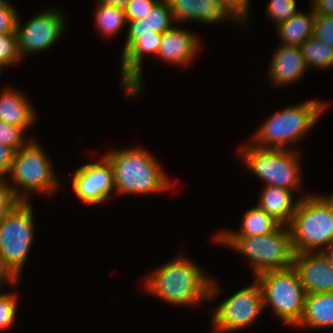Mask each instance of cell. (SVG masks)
<instances>
[{"instance_id":"obj_40","label":"cell","mask_w":333,"mask_h":333,"mask_svg":"<svg viewBox=\"0 0 333 333\" xmlns=\"http://www.w3.org/2000/svg\"><path fill=\"white\" fill-rule=\"evenodd\" d=\"M329 204L333 212V194H330L329 196H322Z\"/></svg>"},{"instance_id":"obj_11","label":"cell","mask_w":333,"mask_h":333,"mask_svg":"<svg viewBox=\"0 0 333 333\" xmlns=\"http://www.w3.org/2000/svg\"><path fill=\"white\" fill-rule=\"evenodd\" d=\"M21 24L18 16L15 33L21 58L48 50L59 41L66 28L64 14L53 8L43 10L25 25Z\"/></svg>"},{"instance_id":"obj_16","label":"cell","mask_w":333,"mask_h":333,"mask_svg":"<svg viewBox=\"0 0 333 333\" xmlns=\"http://www.w3.org/2000/svg\"><path fill=\"white\" fill-rule=\"evenodd\" d=\"M172 26L162 34L157 57L165 63L184 66L189 65L197 55L199 38L184 28Z\"/></svg>"},{"instance_id":"obj_7","label":"cell","mask_w":333,"mask_h":333,"mask_svg":"<svg viewBox=\"0 0 333 333\" xmlns=\"http://www.w3.org/2000/svg\"><path fill=\"white\" fill-rule=\"evenodd\" d=\"M292 148L265 149L246 143L241 147L240 156L242 155L246 166L262 179L265 185L298 190L301 188V161L299 151Z\"/></svg>"},{"instance_id":"obj_15","label":"cell","mask_w":333,"mask_h":333,"mask_svg":"<svg viewBox=\"0 0 333 333\" xmlns=\"http://www.w3.org/2000/svg\"><path fill=\"white\" fill-rule=\"evenodd\" d=\"M176 23L202 22L219 23L224 20H235L244 24L221 0H166Z\"/></svg>"},{"instance_id":"obj_13","label":"cell","mask_w":333,"mask_h":333,"mask_svg":"<svg viewBox=\"0 0 333 333\" xmlns=\"http://www.w3.org/2000/svg\"><path fill=\"white\" fill-rule=\"evenodd\" d=\"M162 34L155 32L138 33V37L122 51V84L127 96L137 97L143 89L142 62L146 55H158Z\"/></svg>"},{"instance_id":"obj_31","label":"cell","mask_w":333,"mask_h":333,"mask_svg":"<svg viewBox=\"0 0 333 333\" xmlns=\"http://www.w3.org/2000/svg\"><path fill=\"white\" fill-rule=\"evenodd\" d=\"M18 10L7 0H0V34L15 33Z\"/></svg>"},{"instance_id":"obj_35","label":"cell","mask_w":333,"mask_h":333,"mask_svg":"<svg viewBox=\"0 0 333 333\" xmlns=\"http://www.w3.org/2000/svg\"><path fill=\"white\" fill-rule=\"evenodd\" d=\"M14 152L9 146L0 144V179L9 175Z\"/></svg>"},{"instance_id":"obj_26","label":"cell","mask_w":333,"mask_h":333,"mask_svg":"<svg viewBox=\"0 0 333 333\" xmlns=\"http://www.w3.org/2000/svg\"><path fill=\"white\" fill-rule=\"evenodd\" d=\"M296 4V0H270L267 5V14L277 26L299 12L296 10Z\"/></svg>"},{"instance_id":"obj_12","label":"cell","mask_w":333,"mask_h":333,"mask_svg":"<svg viewBox=\"0 0 333 333\" xmlns=\"http://www.w3.org/2000/svg\"><path fill=\"white\" fill-rule=\"evenodd\" d=\"M71 181L74 194L86 204H102L115 191L111 164L105 156L80 166Z\"/></svg>"},{"instance_id":"obj_25","label":"cell","mask_w":333,"mask_h":333,"mask_svg":"<svg viewBox=\"0 0 333 333\" xmlns=\"http://www.w3.org/2000/svg\"><path fill=\"white\" fill-rule=\"evenodd\" d=\"M300 48L307 69H309V67L325 69L333 66V48L327 43L310 37Z\"/></svg>"},{"instance_id":"obj_39","label":"cell","mask_w":333,"mask_h":333,"mask_svg":"<svg viewBox=\"0 0 333 333\" xmlns=\"http://www.w3.org/2000/svg\"><path fill=\"white\" fill-rule=\"evenodd\" d=\"M322 254L327 258V260L333 266V242L322 251Z\"/></svg>"},{"instance_id":"obj_8","label":"cell","mask_w":333,"mask_h":333,"mask_svg":"<svg viewBox=\"0 0 333 333\" xmlns=\"http://www.w3.org/2000/svg\"><path fill=\"white\" fill-rule=\"evenodd\" d=\"M254 279L261 287L264 308L272 307L285 325L296 327L303 315L306 292L295 269L267 271Z\"/></svg>"},{"instance_id":"obj_5","label":"cell","mask_w":333,"mask_h":333,"mask_svg":"<svg viewBox=\"0 0 333 333\" xmlns=\"http://www.w3.org/2000/svg\"><path fill=\"white\" fill-rule=\"evenodd\" d=\"M288 226L295 253L322 252L333 242V212L321 195L300 197Z\"/></svg>"},{"instance_id":"obj_1","label":"cell","mask_w":333,"mask_h":333,"mask_svg":"<svg viewBox=\"0 0 333 333\" xmlns=\"http://www.w3.org/2000/svg\"><path fill=\"white\" fill-rule=\"evenodd\" d=\"M202 267L186 256H177L156 268L145 278V288L154 296L178 306L213 301L219 285Z\"/></svg>"},{"instance_id":"obj_21","label":"cell","mask_w":333,"mask_h":333,"mask_svg":"<svg viewBox=\"0 0 333 333\" xmlns=\"http://www.w3.org/2000/svg\"><path fill=\"white\" fill-rule=\"evenodd\" d=\"M296 326L321 329L333 326V292L306 294L304 311Z\"/></svg>"},{"instance_id":"obj_2","label":"cell","mask_w":333,"mask_h":333,"mask_svg":"<svg viewBox=\"0 0 333 333\" xmlns=\"http://www.w3.org/2000/svg\"><path fill=\"white\" fill-rule=\"evenodd\" d=\"M104 156L111 164L115 192L118 194L163 192L173 185L160 163L143 148L108 151Z\"/></svg>"},{"instance_id":"obj_6","label":"cell","mask_w":333,"mask_h":333,"mask_svg":"<svg viewBox=\"0 0 333 333\" xmlns=\"http://www.w3.org/2000/svg\"><path fill=\"white\" fill-rule=\"evenodd\" d=\"M52 165L41 145L33 138L14 152L9 179H12L14 185L10 184V187L20 201L28 202V194L32 191L48 196L58 190V178Z\"/></svg>"},{"instance_id":"obj_20","label":"cell","mask_w":333,"mask_h":333,"mask_svg":"<svg viewBox=\"0 0 333 333\" xmlns=\"http://www.w3.org/2000/svg\"><path fill=\"white\" fill-rule=\"evenodd\" d=\"M173 24H175V21L168 2L160 0L145 18L127 21L129 28L123 51L138 37V33L155 32L163 34Z\"/></svg>"},{"instance_id":"obj_9","label":"cell","mask_w":333,"mask_h":333,"mask_svg":"<svg viewBox=\"0 0 333 333\" xmlns=\"http://www.w3.org/2000/svg\"><path fill=\"white\" fill-rule=\"evenodd\" d=\"M33 208L21 201L0 221V257L18 279L34 239Z\"/></svg>"},{"instance_id":"obj_33","label":"cell","mask_w":333,"mask_h":333,"mask_svg":"<svg viewBox=\"0 0 333 333\" xmlns=\"http://www.w3.org/2000/svg\"><path fill=\"white\" fill-rule=\"evenodd\" d=\"M20 202L9 183L0 179V221Z\"/></svg>"},{"instance_id":"obj_23","label":"cell","mask_w":333,"mask_h":333,"mask_svg":"<svg viewBox=\"0 0 333 333\" xmlns=\"http://www.w3.org/2000/svg\"><path fill=\"white\" fill-rule=\"evenodd\" d=\"M281 224L257 206L248 209L243 215L241 229L237 232L224 231L215 237H256L269 234Z\"/></svg>"},{"instance_id":"obj_14","label":"cell","mask_w":333,"mask_h":333,"mask_svg":"<svg viewBox=\"0 0 333 333\" xmlns=\"http://www.w3.org/2000/svg\"><path fill=\"white\" fill-rule=\"evenodd\" d=\"M292 267L306 294L333 292V266L322 252L295 253Z\"/></svg>"},{"instance_id":"obj_3","label":"cell","mask_w":333,"mask_h":333,"mask_svg":"<svg viewBox=\"0 0 333 333\" xmlns=\"http://www.w3.org/2000/svg\"><path fill=\"white\" fill-rule=\"evenodd\" d=\"M327 104L309 100L274 113L253 134L251 144L265 149H288L287 145L305 137L316 124Z\"/></svg>"},{"instance_id":"obj_17","label":"cell","mask_w":333,"mask_h":333,"mask_svg":"<svg viewBox=\"0 0 333 333\" xmlns=\"http://www.w3.org/2000/svg\"><path fill=\"white\" fill-rule=\"evenodd\" d=\"M269 67L267 75L276 87L301 80L304 72L308 70L301 48L282 44L276 48Z\"/></svg>"},{"instance_id":"obj_29","label":"cell","mask_w":333,"mask_h":333,"mask_svg":"<svg viewBox=\"0 0 333 333\" xmlns=\"http://www.w3.org/2000/svg\"><path fill=\"white\" fill-rule=\"evenodd\" d=\"M17 309V294L0 293V330L14 323Z\"/></svg>"},{"instance_id":"obj_41","label":"cell","mask_w":333,"mask_h":333,"mask_svg":"<svg viewBox=\"0 0 333 333\" xmlns=\"http://www.w3.org/2000/svg\"><path fill=\"white\" fill-rule=\"evenodd\" d=\"M2 68H4V66L0 63V75L2 74L1 72H2Z\"/></svg>"},{"instance_id":"obj_18","label":"cell","mask_w":333,"mask_h":333,"mask_svg":"<svg viewBox=\"0 0 333 333\" xmlns=\"http://www.w3.org/2000/svg\"><path fill=\"white\" fill-rule=\"evenodd\" d=\"M27 96L17 89H5L0 94V120L25 131L36 120V112Z\"/></svg>"},{"instance_id":"obj_27","label":"cell","mask_w":333,"mask_h":333,"mask_svg":"<svg viewBox=\"0 0 333 333\" xmlns=\"http://www.w3.org/2000/svg\"><path fill=\"white\" fill-rule=\"evenodd\" d=\"M21 59L16 33L0 34V63L7 67L19 63Z\"/></svg>"},{"instance_id":"obj_24","label":"cell","mask_w":333,"mask_h":333,"mask_svg":"<svg viewBox=\"0 0 333 333\" xmlns=\"http://www.w3.org/2000/svg\"><path fill=\"white\" fill-rule=\"evenodd\" d=\"M97 3L94 19L97 29L107 37L116 35L125 24L127 25L125 8L103 2Z\"/></svg>"},{"instance_id":"obj_28","label":"cell","mask_w":333,"mask_h":333,"mask_svg":"<svg viewBox=\"0 0 333 333\" xmlns=\"http://www.w3.org/2000/svg\"><path fill=\"white\" fill-rule=\"evenodd\" d=\"M24 130L0 120V144L7 145L15 152L25 146L30 140L24 138Z\"/></svg>"},{"instance_id":"obj_30","label":"cell","mask_w":333,"mask_h":333,"mask_svg":"<svg viewBox=\"0 0 333 333\" xmlns=\"http://www.w3.org/2000/svg\"><path fill=\"white\" fill-rule=\"evenodd\" d=\"M312 37L333 48V16L316 15Z\"/></svg>"},{"instance_id":"obj_19","label":"cell","mask_w":333,"mask_h":333,"mask_svg":"<svg viewBox=\"0 0 333 333\" xmlns=\"http://www.w3.org/2000/svg\"><path fill=\"white\" fill-rule=\"evenodd\" d=\"M294 190L265 185L257 207L276 219L281 225H289L299 200L294 202L292 193Z\"/></svg>"},{"instance_id":"obj_36","label":"cell","mask_w":333,"mask_h":333,"mask_svg":"<svg viewBox=\"0 0 333 333\" xmlns=\"http://www.w3.org/2000/svg\"><path fill=\"white\" fill-rule=\"evenodd\" d=\"M311 2L315 15L333 16V0H313Z\"/></svg>"},{"instance_id":"obj_10","label":"cell","mask_w":333,"mask_h":333,"mask_svg":"<svg viewBox=\"0 0 333 333\" xmlns=\"http://www.w3.org/2000/svg\"><path fill=\"white\" fill-rule=\"evenodd\" d=\"M263 309L262 290L255 279L250 286L237 291L214 308V331L226 333L246 328L256 321Z\"/></svg>"},{"instance_id":"obj_22","label":"cell","mask_w":333,"mask_h":333,"mask_svg":"<svg viewBox=\"0 0 333 333\" xmlns=\"http://www.w3.org/2000/svg\"><path fill=\"white\" fill-rule=\"evenodd\" d=\"M314 10L304 14L302 11L276 27L282 45L301 46L308 38L313 36L315 21Z\"/></svg>"},{"instance_id":"obj_4","label":"cell","mask_w":333,"mask_h":333,"mask_svg":"<svg viewBox=\"0 0 333 333\" xmlns=\"http://www.w3.org/2000/svg\"><path fill=\"white\" fill-rule=\"evenodd\" d=\"M248 258L256 277L267 271L291 268L295 251L288 225H280L269 234L256 237H215Z\"/></svg>"},{"instance_id":"obj_32","label":"cell","mask_w":333,"mask_h":333,"mask_svg":"<svg viewBox=\"0 0 333 333\" xmlns=\"http://www.w3.org/2000/svg\"><path fill=\"white\" fill-rule=\"evenodd\" d=\"M160 0H131L125 7L127 21L145 18Z\"/></svg>"},{"instance_id":"obj_37","label":"cell","mask_w":333,"mask_h":333,"mask_svg":"<svg viewBox=\"0 0 333 333\" xmlns=\"http://www.w3.org/2000/svg\"><path fill=\"white\" fill-rule=\"evenodd\" d=\"M10 283L9 285H15L18 279L12 274V272L4 265L2 258L0 257V288L4 283ZM3 283V284H2Z\"/></svg>"},{"instance_id":"obj_34","label":"cell","mask_w":333,"mask_h":333,"mask_svg":"<svg viewBox=\"0 0 333 333\" xmlns=\"http://www.w3.org/2000/svg\"><path fill=\"white\" fill-rule=\"evenodd\" d=\"M229 9L243 22H247L250 14L249 6L251 0H221Z\"/></svg>"},{"instance_id":"obj_38","label":"cell","mask_w":333,"mask_h":333,"mask_svg":"<svg viewBox=\"0 0 333 333\" xmlns=\"http://www.w3.org/2000/svg\"><path fill=\"white\" fill-rule=\"evenodd\" d=\"M97 1L125 8L131 0H97Z\"/></svg>"}]
</instances>
